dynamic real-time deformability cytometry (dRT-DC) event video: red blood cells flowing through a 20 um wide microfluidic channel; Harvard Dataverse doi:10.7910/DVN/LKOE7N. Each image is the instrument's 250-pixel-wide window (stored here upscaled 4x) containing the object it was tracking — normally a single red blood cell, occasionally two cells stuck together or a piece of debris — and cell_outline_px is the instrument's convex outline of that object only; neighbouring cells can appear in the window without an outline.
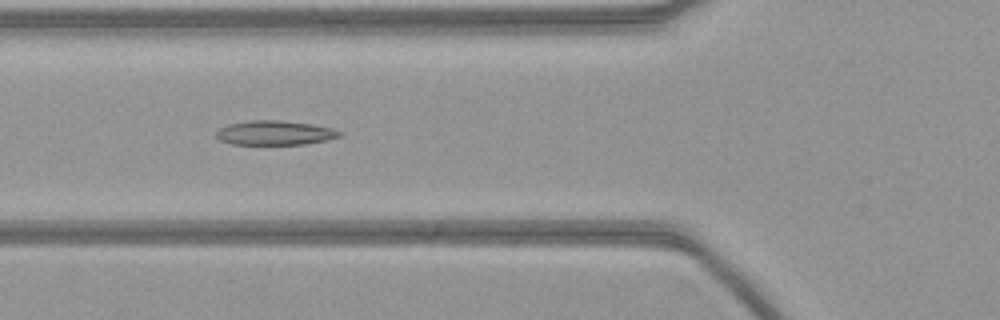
{"species": "common noctule bat (a hibernating species)", "species_latin": "Nyctalus noctula", "temperature_condition": "warm", "stored_images_in_passage": 49, "camera_frame_rate_fps": 3000, "um_per_image_px": 0.085, "animal": {"sex": "female", "body_mass_g": 21.9}, "frame": {"image": 1, "passage_image": 15, "time_ms": 4.667, "image_size_px": [1000, 320], "cell_outline_px": [[344, 132], [340, 136], [328, 140], [304, 144], [232, 144], [220, 140], [216, 136], [216, 132], [220, 128], [228, 124], [248, 120], [280, 120], [312, 124], [332, 128]], "centroid_in_image_um": [23.38, 11.28], "position_along_channel_um": 102.4, "area_um2": 17.57}}
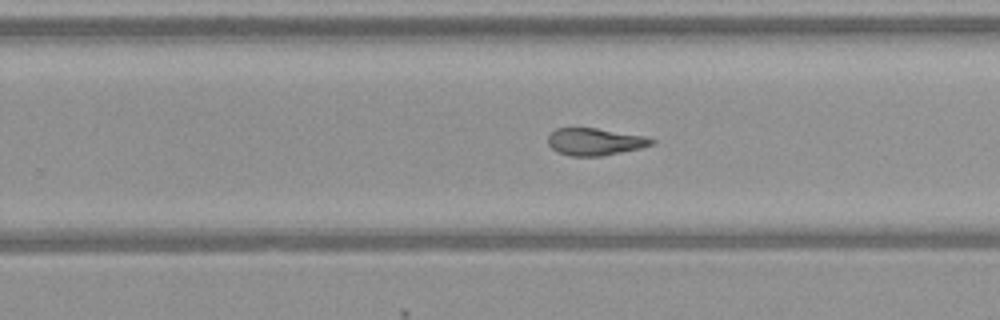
{"frame": {"image": 2, "passage_image": 29, "time_ms": 9.333, "image_size_px": [1000, 320], "cell_outline_px": [[656, 140], [652, 144], [640, 148], [600, 156], [568, 156], [556, 152], [548, 144], [548, 136], [556, 128], [596, 128], [648, 136]], "centroid_in_image_um": [50.56, 12.04], "position_along_channel_um": 279.2, "area_um2": 16.47}}
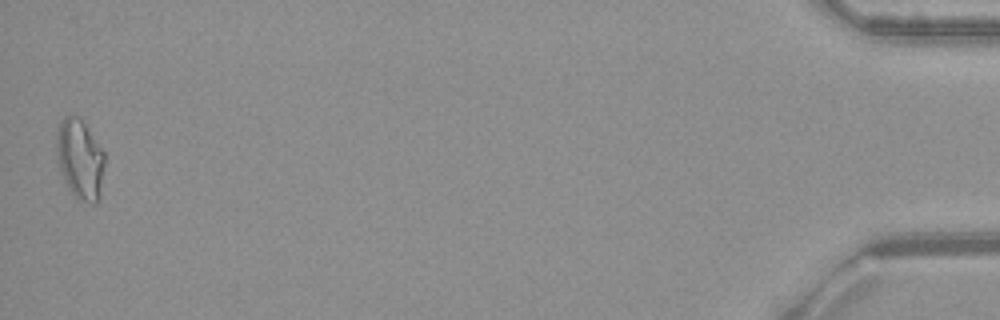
{"frame": {"image": 3, "passage_image": 49, "time_ms": 16.0, "image_size_px": [1000, 320], "cell_outline_px": [[104, 164], [100, 200], [96, 204], [92, 204], [76, 200], [68, 188], [60, 172], [56, 160], [56, 132], [64, 116], [76, 116], [84, 124], [104, 152]], "centroid_in_image_um": [6.78, 13.61], "position_along_channel_um": 428.4, "area_um2": 22.66}}